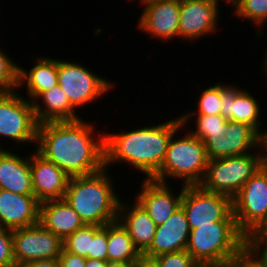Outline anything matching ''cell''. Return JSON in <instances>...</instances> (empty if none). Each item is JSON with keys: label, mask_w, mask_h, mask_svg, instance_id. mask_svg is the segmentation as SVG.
<instances>
[{"label": "cell", "mask_w": 267, "mask_h": 267, "mask_svg": "<svg viewBox=\"0 0 267 267\" xmlns=\"http://www.w3.org/2000/svg\"><path fill=\"white\" fill-rule=\"evenodd\" d=\"M94 124L83 118L40 123L34 150L69 177L96 173L105 167V130L98 131Z\"/></svg>", "instance_id": "obj_1"}, {"label": "cell", "mask_w": 267, "mask_h": 267, "mask_svg": "<svg viewBox=\"0 0 267 267\" xmlns=\"http://www.w3.org/2000/svg\"><path fill=\"white\" fill-rule=\"evenodd\" d=\"M156 124L123 132L104 131L105 167L123 163L145 175V179H151L160 170L169 141L182 127V121L179 115Z\"/></svg>", "instance_id": "obj_2"}, {"label": "cell", "mask_w": 267, "mask_h": 267, "mask_svg": "<svg viewBox=\"0 0 267 267\" xmlns=\"http://www.w3.org/2000/svg\"><path fill=\"white\" fill-rule=\"evenodd\" d=\"M108 172L104 167L96 173L69 180L64 199L85 225L104 226L118 220L122 198L117 189L115 191L112 171Z\"/></svg>", "instance_id": "obj_3"}, {"label": "cell", "mask_w": 267, "mask_h": 267, "mask_svg": "<svg viewBox=\"0 0 267 267\" xmlns=\"http://www.w3.org/2000/svg\"><path fill=\"white\" fill-rule=\"evenodd\" d=\"M183 129L182 126L172 135L165 160L160 170L151 179L168 184H170L168 179H180L183 186L201 183L209 161L206 148L204 143L186 128L185 132L186 130L187 132L180 137L178 133Z\"/></svg>", "instance_id": "obj_4"}, {"label": "cell", "mask_w": 267, "mask_h": 267, "mask_svg": "<svg viewBox=\"0 0 267 267\" xmlns=\"http://www.w3.org/2000/svg\"><path fill=\"white\" fill-rule=\"evenodd\" d=\"M247 248L236 221L212 222L191 229L186 251L196 262L227 264Z\"/></svg>", "instance_id": "obj_5"}, {"label": "cell", "mask_w": 267, "mask_h": 267, "mask_svg": "<svg viewBox=\"0 0 267 267\" xmlns=\"http://www.w3.org/2000/svg\"><path fill=\"white\" fill-rule=\"evenodd\" d=\"M262 152L209 160L199 186L233 199L244 184L261 168Z\"/></svg>", "instance_id": "obj_6"}, {"label": "cell", "mask_w": 267, "mask_h": 267, "mask_svg": "<svg viewBox=\"0 0 267 267\" xmlns=\"http://www.w3.org/2000/svg\"><path fill=\"white\" fill-rule=\"evenodd\" d=\"M113 82L90 71L82 62L58 58V85L77 110L112 92L115 86Z\"/></svg>", "instance_id": "obj_7"}, {"label": "cell", "mask_w": 267, "mask_h": 267, "mask_svg": "<svg viewBox=\"0 0 267 267\" xmlns=\"http://www.w3.org/2000/svg\"><path fill=\"white\" fill-rule=\"evenodd\" d=\"M18 92L0 93V141L5 138L13 141V145L19 144V147L21 143L35 147L39 123L34 114L33 102ZM2 146L0 142V149Z\"/></svg>", "instance_id": "obj_8"}, {"label": "cell", "mask_w": 267, "mask_h": 267, "mask_svg": "<svg viewBox=\"0 0 267 267\" xmlns=\"http://www.w3.org/2000/svg\"><path fill=\"white\" fill-rule=\"evenodd\" d=\"M233 214L239 230L254 234L267 220V173L261 167L232 199Z\"/></svg>", "instance_id": "obj_9"}, {"label": "cell", "mask_w": 267, "mask_h": 267, "mask_svg": "<svg viewBox=\"0 0 267 267\" xmlns=\"http://www.w3.org/2000/svg\"><path fill=\"white\" fill-rule=\"evenodd\" d=\"M181 207L190 230L212 222L236 221L230 197L205 191L199 185L183 186Z\"/></svg>", "instance_id": "obj_10"}, {"label": "cell", "mask_w": 267, "mask_h": 267, "mask_svg": "<svg viewBox=\"0 0 267 267\" xmlns=\"http://www.w3.org/2000/svg\"><path fill=\"white\" fill-rule=\"evenodd\" d=\"M16 265L35 260L58 258L63 240L38 224L12 230Z\"/></svg>", "instance_id": "obj_11"}, {"label": "cell", "mask_w": 267, "mask_h": 267, "mask_svg": "<svg viewBox=\"0 0 267 267\" xmlns=\"http://www.w3.org/2000/svg\"><path fill=\"white\" fill-rule=\"evenodd\" d=\"M219 5L220 2L217 0L180 2L178 40L195 42L210 34L216 36L220 26L221 7Z\"/></svg>", "instance_id": "obj_12"}, {"label": "cell", "mask_w": 267, "mask_h": 267, "mask_svg": "<svg viewBox=\"0 0 267 267\" xmlns=\"http://www.w3.org/2000/svg\"><path fill=\"white\" fill-rule=\"evenodd\" d=\"M139 2L141 7H144L137 22L139 31L161 42L178 39L180 2Z\"/></svg>", "instance_id": "obj_13"}, {"label": "cell", "mask_w": 267, "mask_h": 267, "mask_svg": "<svg viewBox=\"0 0 267 267\" xmlns=\"http://www.w3.org/2000/svg\"><path fill=\"white\" fill-rule=\"evenodd\" d=\"M141 181L139 193L133 195L134 199L144 208L157 226L161 225L181 207L183 185L180 186V191L174 192L176 187L172 188L171 181L170 184L145 178Z\"/></svg>", "instance_id": "obj_14"}, {"label": "cell", "mask_w": 267, "mask_h": 267, "mask_svg": "<svg viewBox=\"0 0 267 267\" xmlns=\"http://www.w3.org/2000/svg\"><path fill=\"white\" fill-rule=\"evenodd\" d=\"M221 103L220 115L227 121L243 122L253 127L259 134L262 131L263 121L261 114V103L250 91L240 89V86L221 81Z\"/></svg>", "instance_id": "obj_15"}, {"label": "cell", "mask_w": 267, "mask_h": 267, "mask_svg": "<svg viewBox=\"0 0 267 267\" xmlns=\"http://www.w3.org/2000/svg\"><path fill=\"white\" fill-rule=\"evenodd\" d=\"M30 167L34 196L40 203L48 200L64 199L71 177L36 150H32V153H30Z\"/></svg>", "instance_id": "obj_16"}, {"label": "cell", "mask_w": 267, "mask_h": 267, "mask_svg": "<svg viewBox=\"0 0 267 267\" xmlns=\"http://www.w3.org/2000/svg\"><path fill=\"white\" fill-rule=\"evenodd\" d=\"M40 202L34 195L0 189V227L10 230L39 223Z\"/></svg>", "instance_id": "obj_17"}, {"label": "cell", "mask_w": 267, "mask_h": 267, "mask_svg": "<svg viewBox=\"0 0 267 267\" xmlns=\"http://www.w3.org/2000/svg\"><path fill=\"white\" fill-rule=\"evenodd\" d=\"M4 146L0 149V189L23 195H34L29 154H17ZM21 155V156H20Z\"/></svg>", "instance_id": "obj_18"}, {"label": "cell", "mask_w": 267, "mask_h": 267, "mask_svg": "<svg viewBox=\"0 0 267 267\" xmlns=\"http://www.w3.org/2000/svg\"><path fill=\"white\" fill-rule=\"evenodd\" d=\"M190 231L185 212L180 207L163 224L157 226L153 241L143 254L156 257L163 253L186 250Z\"/></svg>", "instance_id": "obj_19"}, {"label": "cell", "mask_w": 267, "mask_h": 267, "mask_svg": "<svg viewBox=\"0 0 267 267\" xmlns=\"http://www.w3.org/2000/svg\"><path fill=\"white\" fill-rule=\"evenodd\" d=\"M41 56L32 58L35 64L28 70L19 65L18 90L25 88L26 98L31 102L44 91L58 85V59Z\"/></svg>", "instance_id": "obj_20"}, {"label": "cell", "mask_w": 267, "mask_h": 267, "mask_svg": "<svg viewBox=\"0 0 267 267\" xmlns=\"http://www.w3.org/2000/svg\"><path fill=\"white\" fill-rule=\"evenodd\" d=\"M134 203L128 204L120 201L118 221L128 231L134 245L143 254L151 245L156 233L157 225L144 208L133 199Z\"/></svg>", "instance_id": "obj_21"}, {"label": "cell", "mask_w": 267, "mask_h": 267, "mask_svg": "<svg viewBox=\"0 0 267 267\" xmlns=\"http://www.w3.org/2000/svg\"><path fill=\"white\" fill-rule=\"evenodd\" d=\"M39 222L62 240L85 225L65 199L41 202Z\"/></svg>", "instance_id": "obj_22"}, {"label": "cell", "mask_w": 267, "mask_h": 267, "mask_svg": "<svg viewBox=\"0 0 267 267\" xmlns=\"http://www.w3.org/2000/svg\"><path fill=\"white\" fill-rule=\"evenodd\" d=\"M37 122L76 121L81 118L59 85L41 93L33 101Z\"/></svg>", "instance_id": "obj_23"}, {"label": "cell", "mask_w": 267, "mask_h": 267, "mask_svg": "<svg viewBox=\"0 0 267 267\" xmlns=\"http://www.w3.org/2000/svg\"><path fill=\"white\" fill-rule=\"evenodd\" d=\"M140 255L128 231L118 220L108 224L107 261L133 265Z\"/></svg>", "instance_id": "obj_24"}, {"label": "cell", "mask_w": 267, "mask_h": 267, "mask_svg": "<svg viewBox=\"0 0 267 267\" xmlns=\"http://www.w3.org/2000/svg\"><path fill=\"white\" fill-rule=\"evenodd\" d=\"M226 157L259 150V133L243 122L227 121Z\"/></svg>", "instance_id": "obj_25"}, {"label": "cell", "mask_w": 267, "mask_h": 267, "mask_svg": "<svg viewBox=\"0 0 267 267\" xmlns=\"http://www.w3.org/2000/svg\"><path fill=\"white\" fill-rule=\"evenodd\" d=\"M180 118L184 128L191 126L188 123L194 118L195 127H188V131L202 142L220 141L226 137L227 120L221 115H180Z\"/></svg>", "instance_id": "obj_26"}, {"label": "cell", "mask_w": 267, "mask_h": 267, "mask_svg": "<svg viewBox=\"0 0 267 267\" xmlns=\"http://www.w3.org/2000/svg\"><path fill=\"white\" fill-rule=\"evenodd\" d=\"M232 7L234 18L251 21L250 26H255L259 30L255 37L262 38L265 33L262 28L267 23V0H237Z\"/></svg>", "instance_id": "obj_27"}, {"label": "cell", "mask_w": 267, "mask_h": 267, "mask_svg": "<svg viewBox=\"0 0 267 267\" xmlns=\"http://www.w3.org/2000/svg\"><path fill=\"white\" fill-rule=\"evenodd\" d=\"M219 82V83H218ZM214 85L205 87L199 91V97L196 98L195 111L191 108L190 111L182 113V115H220L221 106V82L218 81Z\"/></svg>", "instance_id": "obj_28"}, {"label": "cell", "mask_w": 267, "mask_h": 267, "mask_svg": "<svg viewBox=\"0 0 267 267\" xmlns=\"http://www.w3.org/2000/svg\"><path fill=\"white\" fill-rule=\"evenodd\" d=\"M102 226L84 225L74 233L63 240V248L72 254L79 255L88 259V251H90L91 240L93 235Z\"/></svg>", "instance_id": "obj_29"}, {"label": "cell", "mask_w": 267, "mask_h": 267, "mask_svg": "<svg viewBox=\"0 0 267 267\" xmlns=\"http://www.w3.org/2000/svg\"><path fill=\"white\" fill-rule=\"evenodd\" d=\"M0 47V93H9L16 91L18 88V61L14 57L7 55Z\"/></svg>", "instance_id": "obj_30"}, {"label": "cell", "mask_w": 267, "mask_h": 267, "mask_svg": "<svg viewBox=\"0 0 267 267\" xmlns=\"http://www.w3.org/2000/svg\"><path fill=\"white\" fill-rule=\"evenodd\" d=\"M12 230L0 227V267H15Z\"/></svg>", "instance_id": "obj_31"}, {"label": "cell", "mask_w": 267, "mask_h": 267, "mask_svg": "<svg viewBox=\"0 0 267 267\" xmlns=\"http://www.w3.org/2000/svg\"><path fill=\"white\" fill-rule=\"evenodd\" d=\"M108 224L102 226L91 240L88 259L107 261Z\"/></svg>", "instance_id": "obj_32"}, {"label": "cell", "mask_w": 267, "mask_h": 267, "mask_svg": "<svg viewBox=\"0 0 267 267\" xmlns=\"http://www.w3.org/2000/svg\"><path fill=\"white\" fill-rule=\"evenodd\" d=\"M156 258L160 267H193L197 263L186 250L163 253Z\"/></svg>", "instance_id": "obj_33"}, {"label": "cell", "mask_w": 267, "mask_h": 267, "mask_svg": "<svg viewBox=\"0 0 267 267\" xmlns=\"http://www.w3.org/2000/svg\"><path fill=\"white\" fill-rule=\"evenodd\" d=\"M263 267H267V239L247 238L246 248Z\"/></svg>", "instance_id": "obj_34"}, {"label": "cell", "mask_w": 267, "mask_h": 267, "mask_svg": "<svg viewBox=\"0 0 267 267\" xmlns=\"http://www.w3.org/2000/svg\"><path fill=\"white\" fill-rule=\"evenodd\" d=\"M226 267H263L260 262L246 249L241 255L230 260Z\"/></svg>", "instance_id": "obj_35"}, {"label": "cell", "mask_w": 267, "mask_h": 267, "mask_svg": "<svg viewBox=\"0 0 267 267\" xmlns=\"http://www.w3.org/2000/svg\"><path fill=\"white\" fill-rule=\"evenodd\" d=\"M209 160L226 157V139L214 142H203Z\"/></svg>", "instance_id": "obj_36"}, {"label": "cell", "mask_w": 267, "mask_h": 267, "mask_svg": "<svg viewBox=\"0 0 267 267\" xmlns=\"http://www.w3.org/2000/svg\"><path fill=\"white\" fill-rule=\"evenodd\" d=\"M60 267H85L86 258L67 252L64 248L58 257Z\"/></svg>", "instance_id": "obj_37"}, {"label": "cell", "mask_w": 267, "mask_h": 267, "mask_svg": "<svg viewBox=\"0 0 267 267\" xmlns=\"http://www.w3.org/2000/svg\"><path fill=\"white\" fill-rule=\"evenodd\" d=\"M15 267H60V263L58 258H53L20 263Z\"/></svg>", "instance_id": "obj_38"}, {"label": "cell", "mask_w": 267, "mask_h": 267, "mask_svg": "<svg viewBox=\"0 0 267 267\" xmlns=\"http://www.w3.org/2000/svg\"><path fill=\"white\" fill-rule=\"evenodd\" d=\"M133 267H160L156 257L141 254L134 262Z\"/></svg>", "instance_id": "obj_39"}, {"label": "cell", "mask_w": 267, "mask_h": 267, "mask_svg": "<svg viewBox=\"0 0 267 267\" xmlns=\"http://www.w3.org/2000/svg\"><path fill=\"white\" fill-rule=\"evenodd\" d=\"M259 149L261 152H267V127H263L259 134Z\"/></svg>", "instance_id": "obj_40"}, {"label": "cell", "mask_w": 267, "mask_h": 267, "mask_svg": "<svg viewBox=\"0 0 267 267\" xmlns=\"http://www.w3.org/2000/svg\"><path fill=\"white\" fill-rule=\"evenodd\" d=\"M247 238H266L267 239V220L254 234L248 236Z\"/></svg>", "instance_id": "obj_41"}, {"label": "cell", "mask_w": 267, "mask_h": 267, "mask_svg": "<svg viewBox=\"0 0 267 267\" xmlns=\"http://www.w3.org/2000/svg\"><path fill=\"white\" fill-rule=\"evenodd\" d=\"M85 267H107V261L86 259Z\"/></svg>", "instance_id": "obj_42"}, {"label": "cell", "mask_w": 267, "mask_h": 267, "mask_svg": "<svg viewBox=\"0 0 267 267\" xmlns=\"http://www.w3.org/2000/svg\"><path fill=\"white\" fill-rule=\"evenodd\" d=\"M264 51H265V53L263 52L262 54V56H264L263 57V59L261 60L262 62V65H261V71H262V74L264 73L265 74V76H263L266 80V84H267V46H266V49H264Z\"/></svg>", "instance_id": "obj_43"}, {"label": "cell", "mask_w": 267, "mask_h": 267, "mask_svg": "<svg viewBox=\"0 0 267 267\" xmlns=\"http://www.w3.org/2000/svg\"><path fill=\"white\" fill-rule=\"evenodd\" d=\"M107 267H133L131 263L107 261Z\"/></svg>", "instance_id": "obj_44"}, {"label": "cell", "mask_w": 267, "mask_h": 267, "mask_svg": "<svg viewBox=\"0 0 267 267\" xmlns=\"http://www.w3.org/2000/svg\"><path fill=\"white\" fill-rule=\"evenodd\" d=\"M193 267H226V264L197 262Z\"/></svg>", "instance_id": "obj_45"}, {"label": "cell", "mask_w": 267, "mask_h": 267, "mask_svg": "<svg viewBox=\"0 0 267 267\" xmlns=\"http://www.w3.org/2000/svg\"><path fill=\"white\" fill-rule=\"evenodd\" d=\"M261 167L267 173V152H262Z\"/></svg>", "instance_id": "obj_46"}, {"label": "cell", "mask_w": 267, "mask_h": 267, "mask_svg": "<svg viewBox=\"0 0 267 267\" xmlns=\"http://www.w3.org/2000/svg\"><path fill=\"white\" fill-rule=\"evenodd\" d=\"M138 1H162V2H182L184 0H138Z\"/></svg>", "instance_id": "obj_47"}, {"label": "cell", "mask_w": 267, "mask_h": 267, "mask_svg": "<svg viewBox=\"0 0 267 267\" xmlns=\"http://www.w3.org/2000/svg\"><path fill=\"white\" fill-rule=\"evenodd\" d=\"M217 1H219V2L223 1L224 3H228V5H230V7H231V6H233L235 4V2L237 0H217Z\"/></svg>", "instance_id": "obj_48"}]
</instances>
